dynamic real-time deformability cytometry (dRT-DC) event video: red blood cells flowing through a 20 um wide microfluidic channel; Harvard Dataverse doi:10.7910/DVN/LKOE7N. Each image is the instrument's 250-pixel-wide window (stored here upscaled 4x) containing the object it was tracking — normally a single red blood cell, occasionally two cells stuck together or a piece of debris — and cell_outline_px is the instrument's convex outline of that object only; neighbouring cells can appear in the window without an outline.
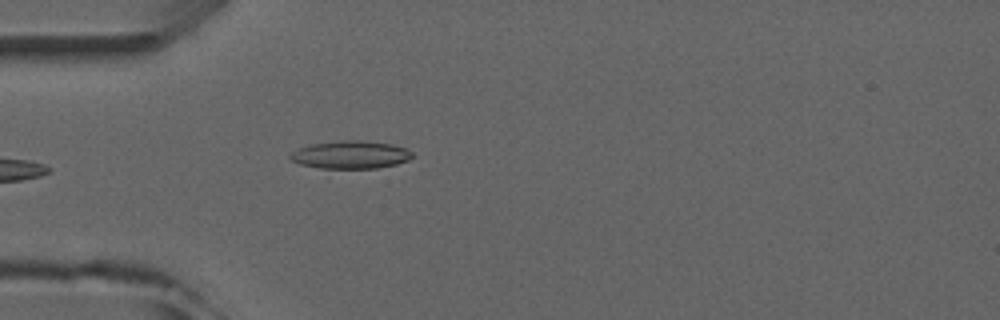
{"species": "common noctule bat (a hibernating species)", "species_latin": "Nyctalus noctula", "temperature_condition": "room temperature", "stored_images_in_passage": 3, "camera_frame_rate_fps": 3000, "um_per_image_px": 0.085, "animal": {"sex": "male", "forearm_length_mm": 52.5}, "frame": {"image": 1, "passage_image": 3, "time_ms": 2.333, "image_size_px": [1000, 320], "cell_outline_px": [[412, 156], [408, 160], [396, 164], [376, 168], [320, 168], [300, 164], [292, 160], [288, 156], [292, 152], [300, 148], [312, 144], [340, 140], [360, 140], [392, 144], [404, 148], [412, 152]], "centroid_in_image_um": [29.79, 13.15], "position_along_channel_um": 55.2, "area_um2": 19.59}}